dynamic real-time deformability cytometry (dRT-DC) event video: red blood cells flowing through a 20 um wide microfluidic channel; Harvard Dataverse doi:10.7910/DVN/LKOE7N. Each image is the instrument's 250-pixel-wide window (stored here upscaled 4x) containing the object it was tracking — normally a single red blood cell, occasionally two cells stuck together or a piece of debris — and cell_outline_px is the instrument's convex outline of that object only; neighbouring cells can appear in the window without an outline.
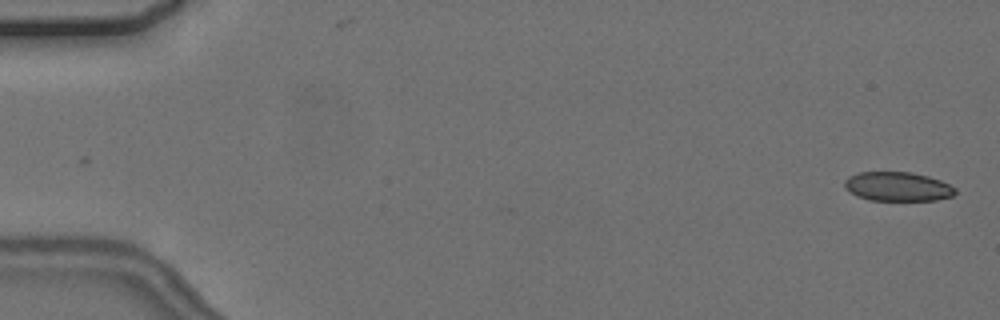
{"species": "common noctule bat (a hibernating species)", "species_latin": "Nyctalus noctula", "temperature_condition": "cold", "stored_images_in_passage": 5, "camera_frame_rate_fps": 3000, "um_per_image_px": 0.085, "animal": {"sex": "female", "body_mass_g": 24.6, "forearm_length_mm": 56.2}, "frame": {"image": 1, "passage_image": 1, "time_ms": 0.0, "image_size_px": [1000, 320], "cell_outline_px": [[956, 192], [952, 196], [936, 200], [868, 200], [856, 196], [844, 188], [844, 180], [848, 176], [860, 172], [912, 172], [928, 176], [940, 180], [956, 188]], "centroid_in_image_um": [76.27, 15.85], "position_along_channel_um": 8.7, "area_um2": 18.9}}
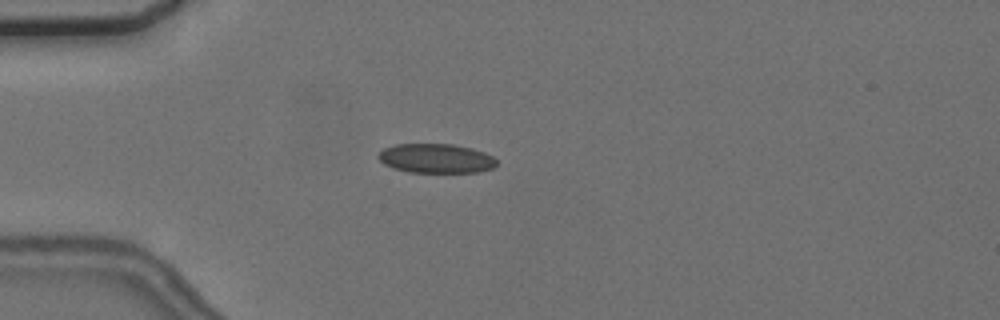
{"frame": {"image": 2, "passage_image": 5, "time_ms": 4.667, "image_size_px": [1000, 320], "cell_outline_px": [[496, 164], [492, 168], [480, 172], [408, 172], [392, 168], [384, 164], [376, 156], [384, 148], [396, 144], [452, 144], [472, 148], [484, 152], [492, 156], [496, 160]], "centroid_in_image_um": [37.04, 13.46], "position_along_channel_um": 48.0, "area_um2": 20.23}}